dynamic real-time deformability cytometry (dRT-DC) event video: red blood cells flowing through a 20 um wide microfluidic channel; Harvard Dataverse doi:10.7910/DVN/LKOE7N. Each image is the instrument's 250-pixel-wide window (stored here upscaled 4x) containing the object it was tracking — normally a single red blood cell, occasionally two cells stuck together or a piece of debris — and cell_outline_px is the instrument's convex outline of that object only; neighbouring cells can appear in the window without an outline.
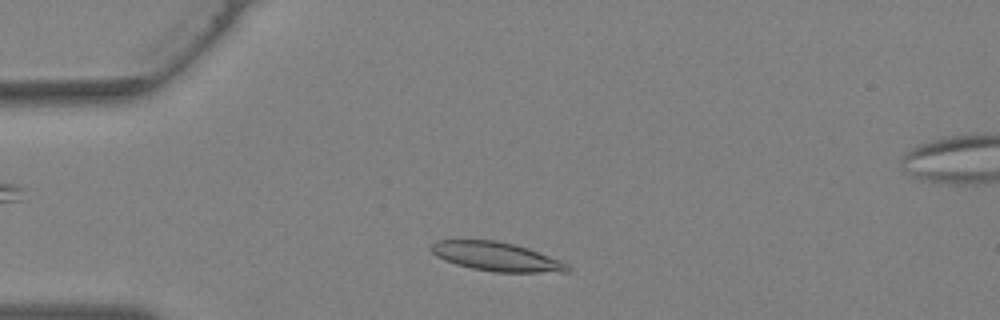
{"species": "Egyptian fruit bat (a non-hibernating species)", "species_latin": "Rousettus aegyptiacus", "temperature_condition": "warm", "stored_images_in_passage": 29, "camera_frame_rate_fps": 3000, "um_per_image_px": 0.085, "animal": {"sex": "female"}, "frame": {"image": 1, "passage_image": 4, "time_ms": 1.0, "image_size_px": [1000, 320], "cell_outline_px": [[572, 272], [492, 272], [472, 268], [456, 264], [444, 260], [436, 256], [428, 248], [436, 240], [496, 240], [528, 248], [560, 260], [568, 264], [572, 268]], "centroid_in_image_um": [42.2, 21.82], "position_along_channel_um": 42.8, "area_um2": 23.06}}
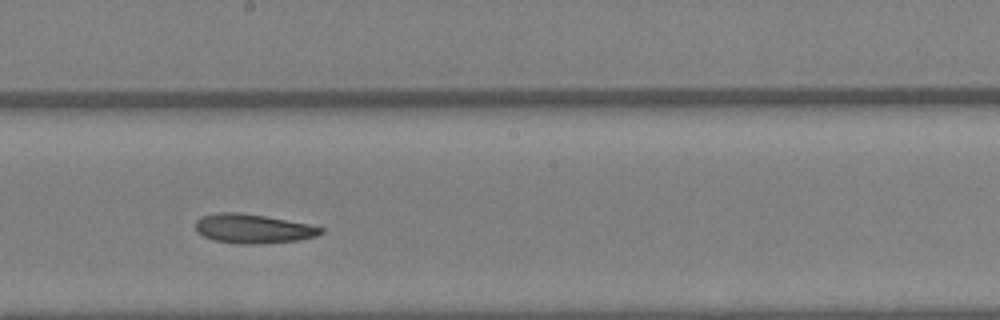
{"frame": {"image": 2, "passage_image": 16, "time_ms": 5.0, "image_size_px": [1000, 320], "cell_outline_px": [[324, 232], [316, 236], [296, 240], [256, 244], [236, 244], [216, 240], [204, 236], [196, 232], [196, 220], [200, 216], [216, 212], [240, 212], [264, 216], [308, 224], [324, 228]], "centroid_in_image_um": [21.47, 19.43], "position_along_channel_um": 226.7, "area_um2": 21.27}}
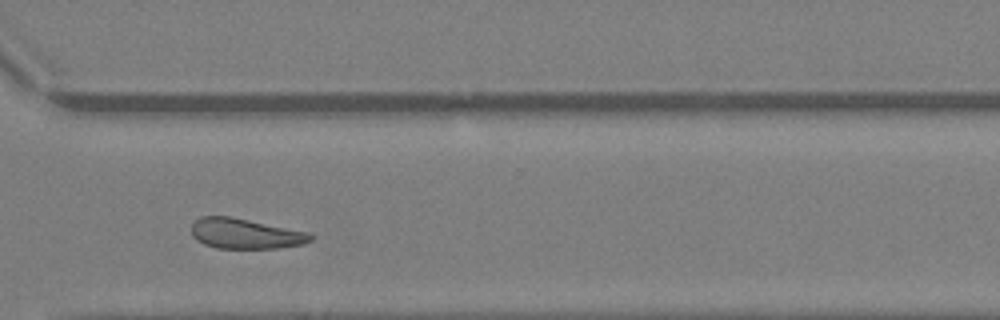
{"frame": {"image": 3, "passage_image": 23, "time_ms": 7.333, "image_size_px": [1000, 320], "cell_outline_px": [[312, 240], [304, 244], [280, 248], [216, 248], [204, 244], [196, 240], [192, 236], [192, 224], [200, 216], [228, 216], [308, 232], [312, 236]], "centroid_in_image_um": [20.83, 19.87], "position_along_channel_um": 349.8, "area_um2": 20.87}}